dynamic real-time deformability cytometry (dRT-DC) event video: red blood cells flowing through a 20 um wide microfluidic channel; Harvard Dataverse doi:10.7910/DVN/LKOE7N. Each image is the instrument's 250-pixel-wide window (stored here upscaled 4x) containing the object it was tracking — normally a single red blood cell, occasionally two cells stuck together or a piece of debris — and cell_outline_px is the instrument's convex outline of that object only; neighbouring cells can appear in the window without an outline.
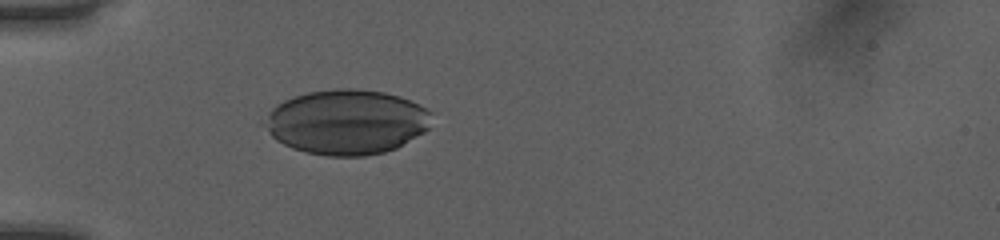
{"species": "human", "species_latin": "Homo sapiens", "temperature_condition": "room temperature", "stored_images_in_passage": 29, "camera_frame_rate_fps": 3000, "um_per_image_px": 0.085, "donor": {"sex": "female"}, "frame": {"image": 1, "passage_image": 1, "time_ms": 0.0, "image_size_px": [1000, 240], "cell_outline_px": [[432, 112], [428, 128], [424, 132], [396, 148], [384, 152], [364, 156], [328, 156], [308, 152], [292, 148], [276, 140], [260, 124], [260, 120], [276, 104], [292, 96], [308, 92], [336, 88], [356, 88], [384, 92], [400, 96]], "centroid_in_image_um": [29.4, 10.36], "position_along_channel_um": 55.6, "area_um2": 63.46}}
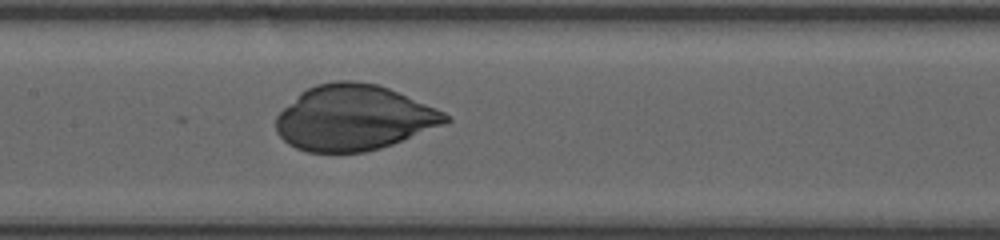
{"frame": {"image": 2, "passage_image": 11, "time_ms": 3.333, "image_size_px": [1000, 240], "cell_outline_px": [[452, 120], [444, 124], [392, 144], [380, 148], [364, 152], [308, 152], [296, 148], [288, 144], [276, 132], [276, 116], [300, 92], [316, 84], [336, 80], [352, 80], [376, 84], [388, 88], [436, 108], [444, 112]], "centroid_in_image_um": [30.04, 10.01], "position_along_channel_um": 177.4, "area_um2": 64.27}}